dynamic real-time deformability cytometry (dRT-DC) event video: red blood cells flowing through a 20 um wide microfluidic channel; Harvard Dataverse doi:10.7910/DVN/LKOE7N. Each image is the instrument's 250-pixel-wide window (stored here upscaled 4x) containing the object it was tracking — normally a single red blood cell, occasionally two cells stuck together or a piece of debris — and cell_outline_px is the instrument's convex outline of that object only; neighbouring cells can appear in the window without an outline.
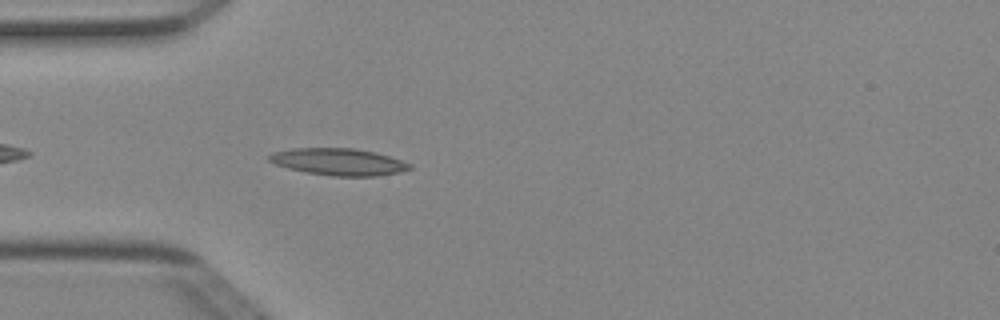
{"species": "Egyptian fruit bat (a non-hibernating species)", "species_latin": "Rousettus aegyptiacus", "temperature_condition": "cold", "stored_images_in_passage": 38, "camera_frame_rate_fps": 3000, "um_per_image_px": 0.085, "animal": {"sex": "female"}, "frame": {"image": 1, "passage_image": 3, "time_ms": 0.667, "image_size_px": [1000, 320], "cell_outline_px": [[412, 168], [400, 172], [376, 176], [332, 176], [308, 172], [288, 168], [276, 164], [268, 160], [268, 156], [272, 152], [292, 148], [352, 148], [376, 152], [412, 164]], "centroid_in_image_um": [28.78, 13.75], "position_along_channel_um": 56.2, "area_um2": 21.96}}
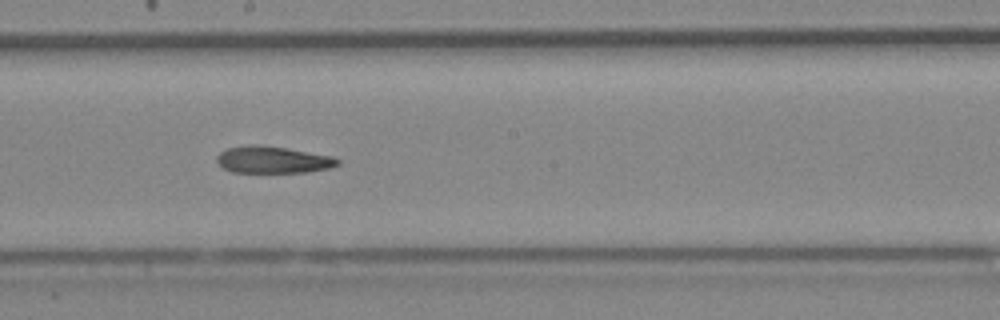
{"frame": {"image": 2, "passage_image": 16, "time_ms": 5.0, "image_size_px": [1000, 320], "cell_outline_px": [[340, 164], [328, 168], [308, 172], [232, 172], [224, 168], [216, 160], [216, 156], [220, 152], [228, 148], [252, 144], [260, 144], [288, 148], [332, 156], [340, 160]], "centroid_in_image_um": [23.2, 13.57], "position_along_channel_um": 225.0, "area_um2": 18.96}}
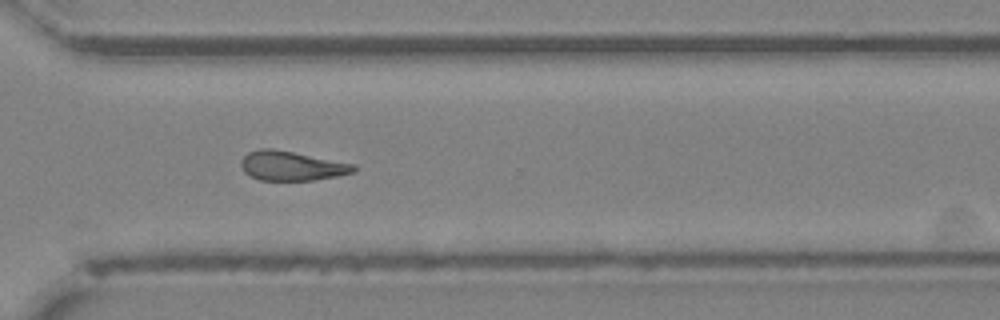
{"frame": {"image": 3, "passage_image": 25, "time_ms": 8.0, "image_size_px": [1000, 320], "cell_outline_px": [[356, 172], [340, 176], [312, 180], [260, 180], [244, 172], [240, 164], [240, 160], [248, 152], [260, 148], [272, 148], [356, 164]], "centroid_in_image_um": [24.81, 14.09], "position_along_channel_um": 345.8, "area_um2": 19.42}}